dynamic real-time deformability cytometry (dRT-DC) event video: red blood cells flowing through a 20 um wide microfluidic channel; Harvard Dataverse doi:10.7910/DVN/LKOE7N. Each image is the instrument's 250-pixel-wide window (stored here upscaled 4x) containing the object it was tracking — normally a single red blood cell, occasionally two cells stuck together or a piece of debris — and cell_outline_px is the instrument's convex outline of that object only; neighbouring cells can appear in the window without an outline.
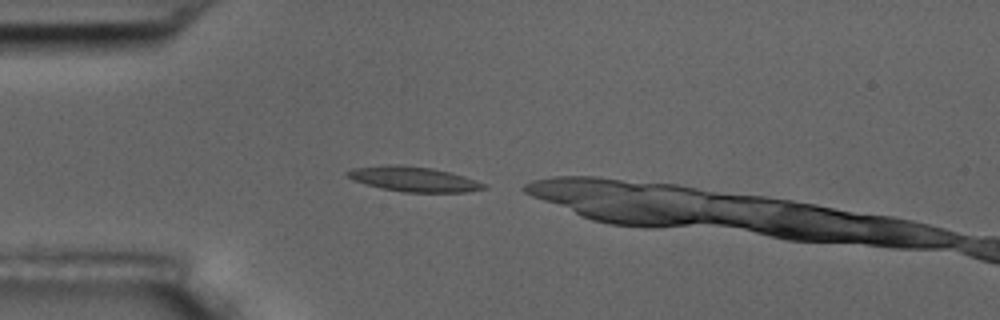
{"species": "common noctule bat (a hibernating species)", "species_latin": "Nyctalus noctula", "temperature_condition": "room temperature", "stored_images_in_passage": 2, "camera_frame_rate_fps": 3000, "um_per_image_px": 0.085, "animal": {"sex": "male", "body_mass_g": 17.5, "forearm_length_mm": 52.3}, "frame": {"image": 1, "passage_image": 1, "time_ms": 0.0, "image_size_px": [1000, 320], "cell_outline_px": [[488, 188], [468, 192], [404, 192], [384, 188], [352, 180], [344, 172], [352, 168], [388, 164], [404, 164], [432, 168], [464, 176], [488, 184]], "centroid_in_image_um": [35.19, 15.21], "position_along_channel_um": 49.8, "area_um2": 19.88}}